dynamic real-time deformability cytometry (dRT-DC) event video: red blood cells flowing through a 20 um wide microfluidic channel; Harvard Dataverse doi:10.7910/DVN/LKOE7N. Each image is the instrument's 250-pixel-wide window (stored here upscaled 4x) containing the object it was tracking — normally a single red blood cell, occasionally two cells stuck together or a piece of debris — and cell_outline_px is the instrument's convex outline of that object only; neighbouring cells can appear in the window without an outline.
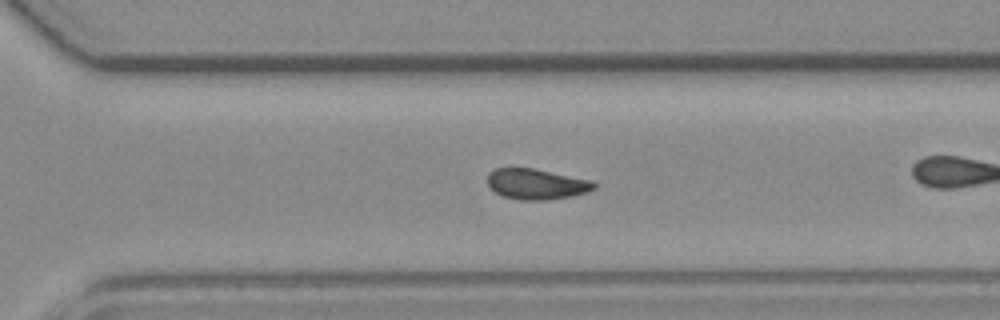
{"species": "common noctule bat (a hibernating species)", "species_latin": "Nyctalus noctula", "temperature_condition": "room temperature", "stored_images_in_passage": 43, "camera_frame_rate_fps": 3000, "um_per_image_px": 0.085, "animal": {"sex": "female", "body_mass_g": 19.3, "forearm_length_mm": 54.1}, "frame": {"image": 1, "passage_image": 25, "time_ms": 8.0, "image_size_px": [1000, 320], "cell_outline_px": [[596, 188], [588, 192], [572, 196], [548, 200], [520, 200], [504, 196], [496, 192], [488, 184], [488, 172], [496, 168], [536, 168], [592, 180], [596, 184]], "centroid_in_image_um": [45.64, 15.64], "position_along_channel_um": 325.0, "area_um2": 19.13}}
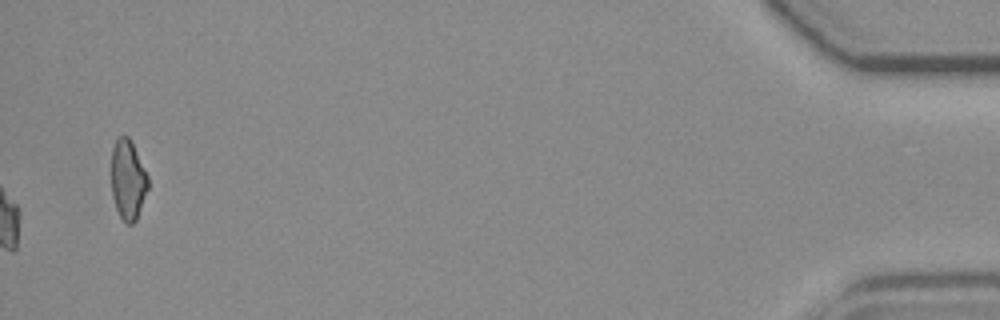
{"frame": {"image": 2, "passage_image": 43, "time_ms": 14.0, "image_size_px": [1000, 320], "cell_outline_px": [[148, 188], [136, 220], [132, 224], [128, 224], [120, 216], [116, 208], [112, 196], [112, 148], [116, 140], [120, 136], [128, 136], [148, 176]], "centroid_in_image_um": [10.87, 15.3], "position_along_channel_um": 424.3, "area_um2": 16.7}, "authors_computed_cell_mechanics": {"area_um2": 19.3052, "velocity_mm_per_s": 3.7672, "shape_relaxation_time_tau1_ms": null, "shape_relaxation_time_tau2_ms": 3.5219, "deformation_change_tau1": null, "deformation_change_tau2": 0.0617}}